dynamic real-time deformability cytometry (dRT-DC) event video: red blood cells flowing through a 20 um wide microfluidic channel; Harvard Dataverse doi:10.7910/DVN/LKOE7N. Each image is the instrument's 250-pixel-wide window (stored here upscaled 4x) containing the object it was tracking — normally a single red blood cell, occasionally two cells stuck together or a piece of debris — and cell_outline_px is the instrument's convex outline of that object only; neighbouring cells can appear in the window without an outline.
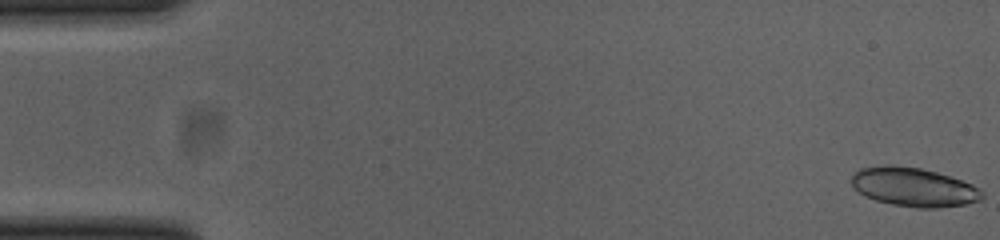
{"species": "common noctule bat (a hibernating species)", "species_latin": "Nyctalus noctula", "temperature_condition": "cold", "stored_images_in_passage": 52, "segment_of_instrument_passage": [1, 2], "camera_frame_rate_fps": 3000, "um_per_image_px": 0.085, "animal": {"sex": "female", "body_mass_g": 23.0, "forearm_length_mm": 53.4}, "frame": {"image": 1, "passage_image": 1, "time_ms": 0.0, "image_size_px": [1000, 240], "cell_outline_px": [[984, 196], [980, 200], [964, 204], [936, 208], [916, 208], [892, 204], [876, 200], [864, 196], [852, 184], [852, 176], [860, 168], [888, 164], [896, 164], [920, 168], [936, 172], [972, 184], [984, 192]], "centroid_in_image_um": [77.66, 15.89], "position_along_channel_um": 7.3, "area_um2": 29.48}}
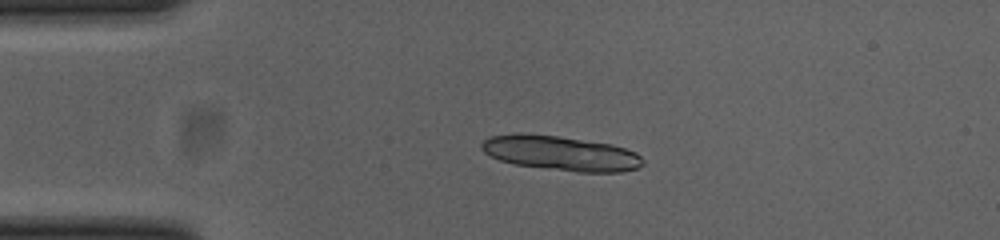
{"frame": {"image": 2, "passage_image": 12, "time_ms": 3.667, "image_size_px": [1000, 240], "cell_outline_px": [[644, 164], [636, 168], [620, 172], [580, 172], [516, 164], [500, 160], [484, 152], [480, 148], [480, 144], [484, 140], [492, 136], [516, 132], [520, 132], [556, 136], [612, 144], [636, 152], [644, 160]], "centroid_in_image_um": [47.66, 13.01], "position_along_channel_um": 37.3, "area_um2": 32.43}}